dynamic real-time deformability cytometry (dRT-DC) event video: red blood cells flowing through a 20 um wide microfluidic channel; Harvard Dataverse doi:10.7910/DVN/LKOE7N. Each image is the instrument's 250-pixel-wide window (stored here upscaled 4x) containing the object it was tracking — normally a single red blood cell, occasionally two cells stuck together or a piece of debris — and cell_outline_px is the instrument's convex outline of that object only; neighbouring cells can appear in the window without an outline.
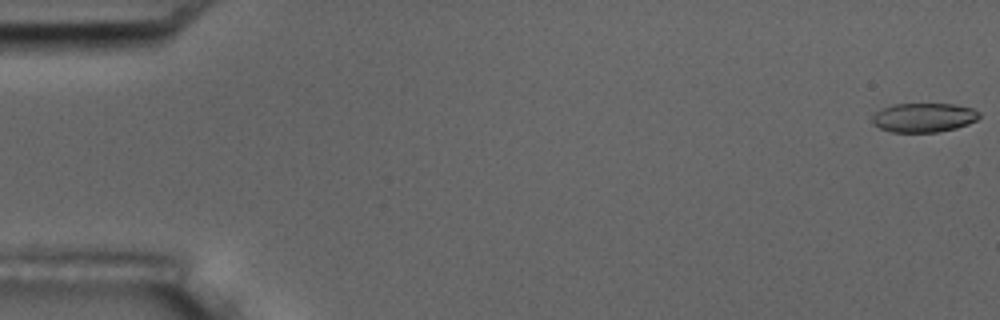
{"species": "common noctule bat (a hibernating species)", "species_latin": "Nyctalus noctula", "temperature_condition": "room temperature", "stored_images_in_passage": 5, "camera_frame_rate_fps": 3000, "um_per_image_px": 0.085, "animal": {"sex": "male", "body_mass_g": 17.5, "forearm_length_mm": 52.3}, "frame": {"image": 1, "passage_image": 1, "time_ms": 0.0, "image_size_px": [1000, 320], "cell_outline_px": [[980, 116], [976, 120], [968, 124], [956, 128], [936, 132], [892, 132], [880, 128], [872, 124], [872, 116], [876, 112], [892, 104], [956, 104], [972, 108], [980, 112]], "centroid_in_image_um": [78.52, 9.99], "position_along_channel_um": 6.5, "area_um2": 18.21}}
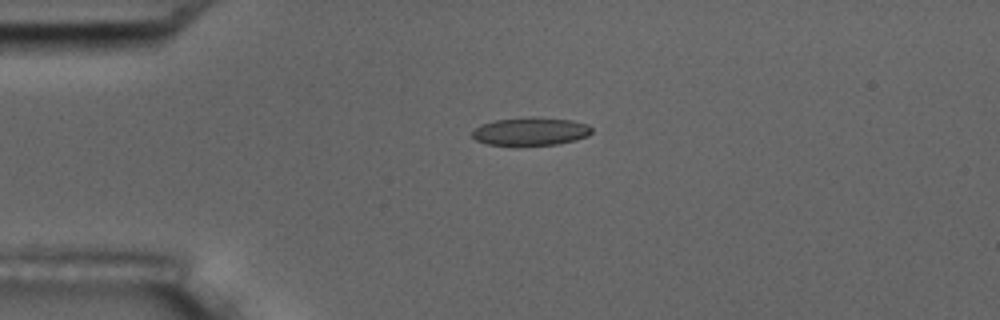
{"frame": {"image": 2, "passage_image": 4, "time_ms": 4.333, "image_size_px": [1000, 320], "cell_outline_px": [[592, 132], [588, 136], [576, 140], [556, 144], [520, 148], [512, 148], [484, 144], [476, 140], [472, 136], [472, 132], [480, 124], [496, 120], [532, 116], [572, 120], [588, 124], [592, 128]], "centroid_in_image_um": [45.07, 11.21], "position_along_channel_um": 39.9, "area_um2": 20.58}}